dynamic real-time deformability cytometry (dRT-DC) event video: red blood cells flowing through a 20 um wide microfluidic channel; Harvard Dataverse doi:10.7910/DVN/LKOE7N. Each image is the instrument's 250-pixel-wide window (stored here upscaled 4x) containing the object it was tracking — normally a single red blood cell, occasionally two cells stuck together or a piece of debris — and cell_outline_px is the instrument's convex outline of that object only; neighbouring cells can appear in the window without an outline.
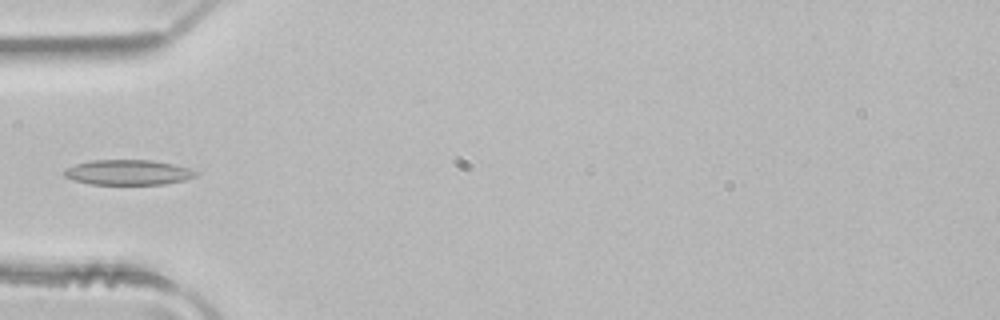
{"species": "common noctule bat (a hibernating species)", "species_latin": "Nyctalus noctula", "temperature_condition": "room temperature", "stored_images_in_passage": 3, "camera_frame_rate_fps": 3000, "um_per_image_px": 0.085, "animal": {"sex": "male", "body_mass_g": 21.5, "forearm_length_mm": 52.0}, "frame": {"image": 1, "passage_image": 3, "time_ms": 0.667, "image_size_px": [1000, 320], "cell_outline_px": [[200, 172], [196, 176], [184, 180], [164, 184], [92, 184], [72, 180], [64, 176], [64, 168], [76, 164], [92, 160], [152, 160], [172, 164], [188, 168]], "centroid_in_image_um": [10.87, 14.65], "position_along_channel_um": 74.1, "area_um2": 19.25}}